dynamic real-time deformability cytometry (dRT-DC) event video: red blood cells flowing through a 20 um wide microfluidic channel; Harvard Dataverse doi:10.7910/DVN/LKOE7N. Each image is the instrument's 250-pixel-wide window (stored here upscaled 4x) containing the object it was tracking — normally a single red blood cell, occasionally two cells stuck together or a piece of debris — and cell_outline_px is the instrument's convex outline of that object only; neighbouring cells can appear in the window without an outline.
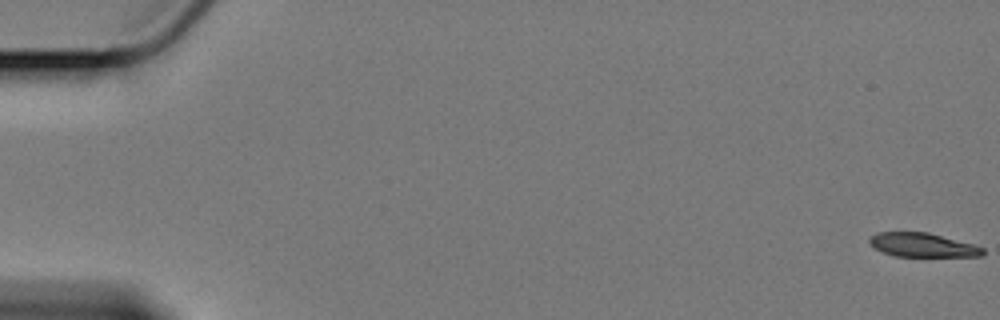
{"species": "Egyptian fruit bat (a non-hibernating species)", "species_latin": "Rousettus aegyptiacus", "temperature_condition": "cold", "stored_images_in_passage": 9, "camera_frame_rate_fps": 3000, "um_per_image_px": 0.085, "animal": {"sex": "female"}, "frame": {"image": 1, "passage_image": 1, "time_ms": 0.0, "image_size_px": [1000, 320], "cell_outline_px": [[984, 256], [896, 256], [884, 252], [876, 248], [868, 240], [876, 232], [928, 232], [972, 244], [984, 248]], "centroid_in_image_um": [78.44, 20.82], "position_along_channel_um": 6.6, "area_um2": 15.55}}